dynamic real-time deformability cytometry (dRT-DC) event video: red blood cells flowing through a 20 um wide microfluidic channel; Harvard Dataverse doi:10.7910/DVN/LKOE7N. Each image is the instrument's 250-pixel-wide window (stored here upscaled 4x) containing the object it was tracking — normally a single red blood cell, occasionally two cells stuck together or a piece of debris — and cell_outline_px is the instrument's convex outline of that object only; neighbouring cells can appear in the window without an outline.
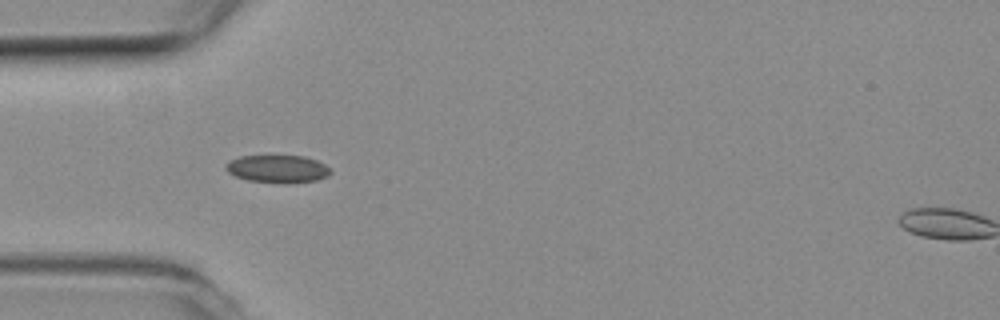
{"species": "common noctule bat (a hibernating species)", "species_latin": "Nyctalus noctula", "temperature_condition": "room temperature", "stored_images_in_passage": 12, "camera_frame_rate_fps": 3000, "um_per_image_px": 0.085, "animal": {"sex": "female", "body_mass_g": 19.3, "forearm_length_mm": 54.1}, "frame": {"image": 1, "passage_image": 4, "time_ms": 1.0, "image_size_px": [1000, 320], "cell_outline_px": [[332, 172], [328, 176], [316, 180], [292, 184], [288, 184], [248, 180], [236, 176], [228, 172], [224, 168], [224, 164], [228, 160], [240, 156], [304, 156], [316, 160], [332, 168]], "centroid_in_image_um": [23.61, 14.36], "position_along_channel_um": 61.4, "area_um2": 17.17}}
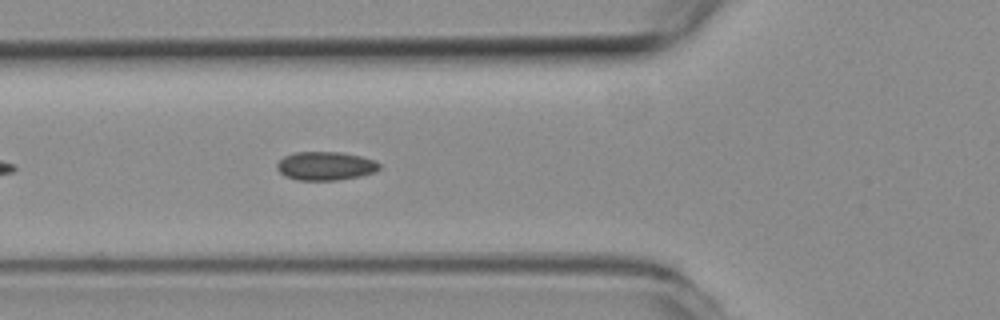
{"frame": {"image": 2, "passage_image": 7, "time_ms": 2.0, "image_size_px": [1000, 320], "cell_outline_px": [[380, 168], [376, 172], [360, 176], [336, 180], [296, 180], [284, 176], [276, 168], [276, 164], [284, 156], [296, 152], [340, 152], [360, 156], [376, 160], [380, 164]], "centroid_in_image_um": [27.67, 14.11], "position_along_channel_um": 98.1, "area_um2": 17.17}}